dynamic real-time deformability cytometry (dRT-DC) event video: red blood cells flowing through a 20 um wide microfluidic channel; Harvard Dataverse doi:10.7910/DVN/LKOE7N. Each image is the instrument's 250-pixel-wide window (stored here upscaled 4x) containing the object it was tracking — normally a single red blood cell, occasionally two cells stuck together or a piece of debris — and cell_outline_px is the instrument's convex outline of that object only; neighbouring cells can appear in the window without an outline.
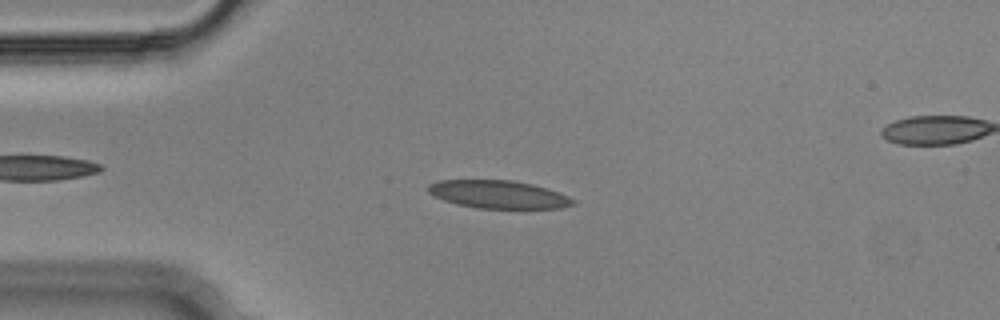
{"species": "Egyptian fruit bat (a non-hibernating species)", "species_latin": "Rousettus aegyptiacus", "temperature_condition": "cold", "stored_images_in_passage": 54, "camera_frame_rate_fps": 3000, "um_per_image_px": 0.085, "animal": {"sex": "male"}, "frame": {"image": 1, "passage_image": 12, "time_ms": 3.667, "image_size_px": [1000, 320], "cell_outline_px": [[576, 204], [560, 208], [476, 208], [456, 204], [444, 200], [428, 192], [428, 184], [440, 180], [512, 180], [532, 184], [568, 196], [576, 200]], "centroid_in_image_um": [42.36, 16.53], "position_along_channel_um": 42.6, "area_um2": 23.41}}
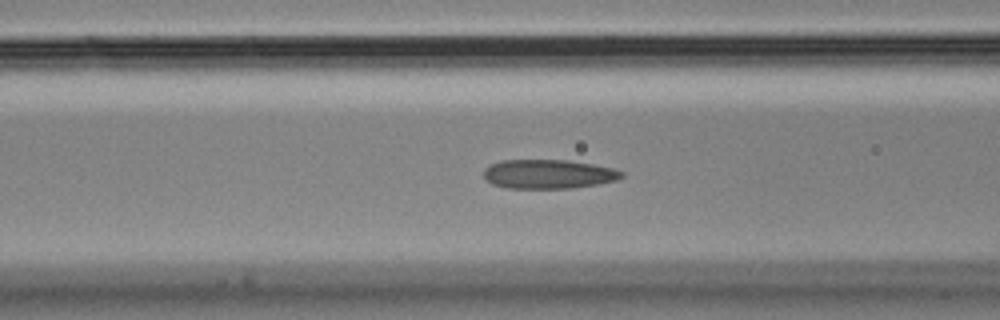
{"frame": {"image": 2, "passage_image": 20, "time_ms": 6.333, "image_size_px": [1000, 320], "cell_outline_px": [[624, 176], [616, 180], [600, 184], [572, 188], [504, 188], [492, 184], [484, 180], [484, 168], [500, 160], [568, 160], [592, 164], [612, 168], [624, 172]], "centroid_in_image_um": [46.6, 14.8], "position_along_channel_um": 120.0, "area_um2": 23.58}}
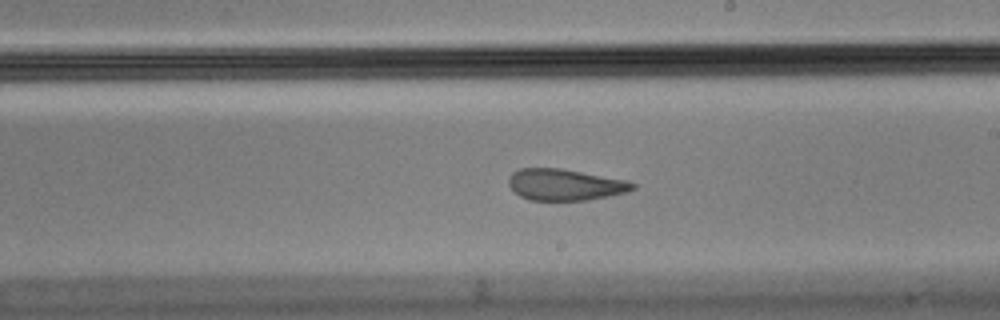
{"frame": {"image": 3, "passage_image": 30, "time_ms": 9.667, "image_size_px": [1000, 320], "cell_outline_px": [[636, 188], [624, 192], [608, 196], [588, 200], [528, 200], [520, 196], [508, 184], [508, 176], [512, 172], [520, 168], [560, 168], [628, 180], [636, 184]], "centroid_in_image_um": [48.01, 15.69], "position_along_channel_um": 241.0, "area_um2": 22.72}, "authors_computed_cell_mechanics": {"area_um2": 24.1604, "velocity_mm_per_s": 3.6311, "shape_relaxation_time_tau1_ms": null, "shape_relaxation_time_tau2_ms": 2.1329, "deformation_change_tau1": null, "deformation_change_tau2": 0.1063}}